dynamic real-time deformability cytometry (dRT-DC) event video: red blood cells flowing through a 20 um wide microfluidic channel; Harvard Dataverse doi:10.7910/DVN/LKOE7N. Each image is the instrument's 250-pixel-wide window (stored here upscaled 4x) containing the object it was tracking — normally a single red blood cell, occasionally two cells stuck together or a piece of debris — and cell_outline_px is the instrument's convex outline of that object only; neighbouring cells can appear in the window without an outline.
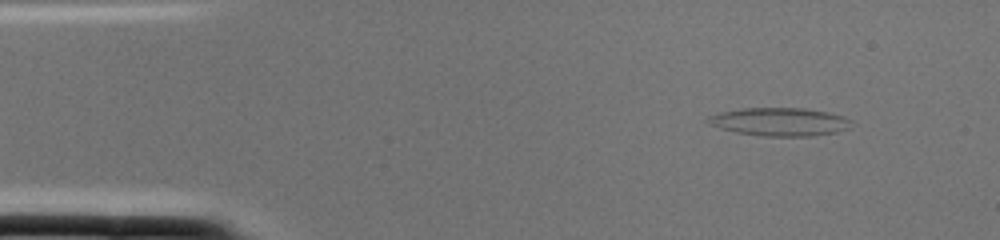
{"species": "common noctule bat (a hibernating species)", "species_latin": "Nyctalus noctula", "temperature_condition": "cold", "stored_images_in_passage": 1, "camera_frame_rate_fps": 3000, "um_per_image_px": 0.085, "animal": {"sex": "female", "body_mass_g": 22.0, "forearm_length_mm": 56.7}, "frame": {"image": 1, "passage_image": 1, "time_ms": 0.0, "image_size_px": [1000, 240], "cell_outline_px": [[852, 128], [836, 132], [808, 136], [764, 136], [736, 132], [720, 128], [708, 124], [704, 120], [708, 116], [720, 112], [740, 108], [804, 108], [828, 112], [844, 116], [852, 120]], "centroid_in_image_um": [66.28, 10.35], "position_along_channel_um": 18.7, "area_um2": 23.76}}